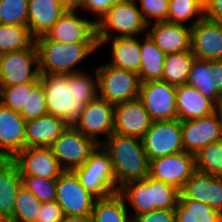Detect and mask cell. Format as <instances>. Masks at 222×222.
Instances as JSON below:
<instances>
[{"mask_svg": "<svg viewBox=\"0 0 222 222\" xmlns=\"http://www.w3.org/2000/svg\"><path fill=\"white\" fill-rule=\"evenodd\" d=\"M84 72L40 75L47 114L73 125L83 108L98 96V78Z\"/></svg>", "mask_w": 222, "mask_h": 222, "instance_id": "6da1fadb", "label": "cell"}, {"mask_svg": "<svg viewBox=\"0 0 222 222\" xmlns=\"http://www.w3.org/2000/svg\"><path fill=\"white\" fill-rule=\"evenodd\" d=\"M100 145L109 154L118 190L149 175V160L141 138L112 133Z\"/></svg>", "mask_w": 222, "mask_h": 222, "instance_id": "7a4b0ae2", "label": "cell"}, {"mask_svg": "<svg viewBox=\"0 0 222 222\" xmlns=\"http://www.w3.org/2000/svg\"><path fill=\"white\" fill-rule=\"evenodd\" d=\"M38 69L44 74H72L82 72L74 67L98 49V43H61L45 35L37 37Z\"/></svg>", "mask_w": 222, "mask_h": 222, "instance_id": "3957f363", "label": "cell"}, {"mask_svg": "<svg viewBox=\"0 0 222 222\" xmlns=\"http://www.w3.org/2000/svg\"><path fill=\"white\" fill-rule=\"evenodd\" d=\"M136 0H119L96 22L98 47L111 39L110 30L119 32L114 37H136L150 29Z\"/></svg>", "mask_w": 222, "mask_h": 222, "instance_id": "277c9868", "label": "cell"}, {"mask_svg": "<svg viewBox=\"0 0 222 222\" xmlns=\"http://www.w3.org/2000/svg\"><path fill=\"white\" fill-rule=\"evenodd\" d=\"M81 185L96 198L118 192L109 154L98 145L89 159L73 170Z\"/></svg>", "mask_w": 222, "mask_h": 222, "instance_id": "5b68a950", "label": "cell"}, {"mask_svg": "<svg viewBox=\"0 0 222 222\" xmlns=\"http://www.w3.org/2000/svg\"><path fill=\"white\" fill-rule=\"evenodd\" d=\"M98 96L115 105L138 98L141 81L137 73L105 64L95 71Z\"/></svg>", "mask_w": 222, "mask_h": 222, "instance_id": "8992f818", "label": "cell"}, {"mask_svg": "<svg viewBox=\"0 0 222 222\" xmlns=\"http://www.w3.org/2000/svg\"><path fill=\"white\" fill-rule=\"evenodd\" d=\"M99 144L83 135L73 125L49 146L64 171H73L82 166Z\"/></svg>", "mask_w": 222, "mask_h": 222, "instance_id": "52a82bcc", "label": "cell"}, {"mask_svg": "<svg viewBox=\"0 0 222 222\" xmlns=\"http://www.w3.org/2000/svg\"><path fill=\"white\" fill-rule=\"evenodd\" d=\"M32 65L35 66L33 70ZM38 50L34 43L28 49L11 51L0 55V87L38 82Z\"/></svg>", "mask_w": 222, "mask_h": 222, "instance_id": "ba28073f", "label": "cell"}, {"mask_svg": "<svg viewBox=\"0 0 222 222\" xmlns=\"http://www.w3.org/2000/svg\"><path fill=\"white\" fill-rule=\"evenodd\" d=\"M141 139L149 161L184 151L179 119L153 121Z\"/></svg>", "mask_w": 222, "mask_h": 222, "instance_id": "9c48e42d", "label": "cell"}, {"mask_svg": "<svg viewBox=\"0 0 222 222\" xmlns=\"http://www.w3.org/2000/svg\"><path fill=\"white\" fill-rule=\"evenodd\" d=\"M55 200L61 206L64 215L89 218L96 197L81 185L73 171H64L57 178Z\"/></svg>", "mask_w": 222, "mask_h": 222, "instance_id": "30bf717a", "label": "cell"}, {"mask_svg": "<svg viewBox=\"0 0 222 222\" xmlns=\"http://www.w3.org/2000/svg\"><path fill=\"white\" fill-rule=\"evenodd\" d=\"M138 98L152 121L178 119L176 86L162 80L142 82Z\"/></svg>", "mask_w": 222, "mask_h": 222, "instance_id": "8fae6325", "label": "cell"}, {"mask_svg": "<svg viewBox=\"0 0 222 222\" xmlns=\"http://www.w3.org/2000/svg\"><path fill=\"white\" fill-rule=\"evenodd\" d=\"M196 172L195 155L182 151L149 161V176L181 190Z\"/></svg>", "mask_w": 222, "mask_h": 222, "instance_id": "7c38bea8", "label": "cell"}, {"mask_svg": "<svg viewBox=\"0 0 222 222\" xmlns=\"http://www.w3.org/2000/svg\"><path fill=\"white\" fill-rule=\"evenodd\" d=\"M114 116V105L97 96L83 108L73 126L100 145L104 140L97 139L98 134L108 138L114 133Z\"/></svg>", "mask_w": 222, "mask_h": 222, "instance_id": "4fadbf2b", "label": "cell"}, {"mask_svg": "<svg viewBox=\"0 0 222 222\" xmlns=\"http://www.w3.org/2000/svg\"><path fill=\"white\" fill-rule=\"evenodd\" d=\"M181 122L184 151L196 155L203 147L222 139V129L216 112Z\"/></svg>", "mask_w": 222, "mask_h": 222, "instance_id": "5bb4252c", "label": "cell"}, {"mask_svg": "<svg viewBox=\"0 0 222 222\" xmlns=\"http://www.w3.org/2000/svg\"><path fill=\"white\" fill-rule=\"evenodd\" d=\"M12 160L20 176L58 178L64 172L50 147H25Z\"/></svg>", "mask_w": 222, "mask_h": 222, "instance_id": "9a60e30c", "label": "cell"}, {"mask_svg": "<svg viewBox=\"0 0 222 222\" xmlns=\"http://www.w3.org/2000/svg\"><path fill=\"white\" fill-rule=\"evenodd\" d=\"M75 13V10H66L45 36L61 43H98L96 21L83 19Z\"/></svg>", "mask_w": 222, "mask_h": 222, "instance_id": "2e32d148", "label": "cell"}, {"mask_svg": "<svg viewBox=\"0 0 222 222\" xmlns=\"http://www.w3.org/2000/svg\"><path fill=\"white\" fill-rule=\"evenodd\" d=\"M187 84L217 105L222 100V60L195 58Z\"/></svg>", "mask_w": 222, "mask_h": 222, "instance_id": "e0dca14e", "label": "cell"}, {"mask_svg": "<svg viewBox=\"0 0 222 222\" xmlns=\"http://www.w3.org/2000/svg\"><path fill=\"white\" fill-rule=\"evenodd\" d=\"M114 133L142 138L152 124L139 98L114 105Z\"/></svg>", "mask_w": 222, "mask_h": 222, "instance_id": "ac0fdd59", "label": "cell"}, {"mask_svg": "<svg viewBox=\"0 0 222 222\" xmlns=\"http://www.w3.org/2000/svg\"><path fill=\"white\" fill-rule=\"evenodd\" d=\"M191 52L195 58L222 60V24L204 17L192 26Z\"/></svg>", "mask_w": 222, "mask_h": 222, "instance_id": "d6986e66", "label": "cell"}, {"mask_svg": "<svg viewBox=\"0 0 222 222\" xmlns=\"http://www.w3.org/2000/svg\"><path fill=\"white\" fill-rule=\"evenodd\" d=\"M26 120L0 102V158L12 159L25 148Z\"/></svg>", "mask_w": 222, "mask_h": 222, "instance_id": "ffe728a7", "label": "cell"}, {"mask_svg": "<svg viewBox=\"0 0 222 222\" xmlns=\"http://www.w3.org/2000/svg\"><path fill=\"white\" fill-rule=\"evenodd\" d=\"M149 26L151 29L146 34L165 55L191 50L190 26L167 21L150 23Z\"/></svg>", "mask_w": 222, "mask_h": 222, "instance_id": "44dd1931", "label": "cell"}, {"mask_svg": "<svg viewBox=\"0 0 222 222\" xmlns=\"http://www.w3.org/2000/svg\"><path fill=\"white\" fill-rule=\"evenodd\" d=\"M179 198L205 203L222 214V178L196 171L180 190Z\"/></svg>", "mask_w": 222, "mask_h": 222, "instance_id": "7402d4cb", "label": "cell"}, {"mask_svg": "<svg viewBox=\"0 0 222 222\" xmlns=\"http://www.w3.org/2000/svg\"><path fill=\"white\" fill-rule=\"evenodd\" d=\"M68 126L65 120L50 114L27 120L25 147H49Z\"/></svg>", "mask_w": 222, "mask_h": 222, "instance_id": "603a6c76", "label": "cell"}, {"mask_svg": "<svg viewBox=\"0 0 222 222\" xmlns=\"http://www.w3.org/2000/svg\"><path fill=\"white\" fill-rule=\"evenodd\" d=\"M215 104L189 84L176 86V110L180 121L201 118L215 112Z\"/></svg>", "mask_w": 222, "mask_h": 222, "instance_id": "cb8c5ba5", "label": "cell"}, {"mask_svg": "<svg viewBox=\"0 0 222 222\" xmlns=\"http://www.w3.org/2000/svg\"><path fill=\"white\" fill-rule=\"evenodd\" d=\"M58 0H29L27 26L32 36H44L65 12Z\"/></svg>", "mask_w": 222, "mask_h": 222, "instance_id": "d4e9b609", "label": "cell"}, {"mask_svg": "<svg viewBox=\"0 0 222 222\" xmlns=\"http://www.w3.org/2000/svg\"><path fill=\"white\" fill-rule=\"evenodd\" d=\"M22 186V178L12 159L0 158V213L9 220L13 217L15 200Z\"/></svg>", "mask_w": 222, "mask_h": 222, "instance_id": "484cf974", "label": "cell"}, {"mask_svg": "<svg viewBox=\"0 0 222 222\" xmlns=\"http://www.w3.org/2000/svg\"><path fill=\"white\" fill-rule=\"evenodd\" d=\"M111 45L113 60L107 64L138 74L141 64L140 41L136 37H114Z\"/></svg>", "mask_w": 222, "mask_h": 222, "instance_id": "4316f807", "label": "cell"}, {"mask_svg": "<svg viewBox=\"0 0 222 222\" xmlns=\"http://www.w3.org/2000/svg\"><path fill=\"white\" fill-rule=\"evenodd\" d=\"M126 202L119 192L104 198H96L90 222H132Z\"/></svg>", "mask_w": 222, "mask_h": 222, "instance_id": "83f0119b", "label": "cell"}, {"mask_svg": "<svg viewBox=\"0 0 222 222\" xmlns=\"http://www.w3.org/2000/svg\"><path fill=\"white\" fill-rule=\"evenodd\" d=\"M141 64L138 76L141 83L162 79L164 60L166 55L146 34L143 44L140 43Z\"/></svg>", "mask_w": 222, "mask_h": 222, "instance_id": "f1b7e54d", "label": "cell"}, {"mask_svg": "<svg viewBox=\"0 0 222 222\" xmlns=\"http://www.w3.org/2000/svg\"><path fill=\"white\" fill-rule=\"evenodd\" d=\"M125 202L135 210V215H140L154 210L153 187H149V175L142 180L125 184L118 191Z\"/></svg>", "mask_w": 222, "mask_h": 222, "instance_id": "f546056e", "label": "cell"}, {"mask_svg": "<svg viewBox=\"0 0 222 222\" xmlns=\"http://www.w3.org/2000/svg\"><path fill=\"white\" fill-rule=\"evenodd\" d=\"M176 222H222V214L209 205L193 199L179 198L175 208Z\"/></svg>", "mask_w": 222, "mask_h": 222, "instance_id": "4dcf8cb0", "label": "cell"}, {"mask_svg": "<svg viewBox=\"0 0 222 222\" xmlns=\"http://www.w3.org/2000/svg\"><path fill=\"white\" fill-rule=\"evenodd\" d=\"M194 59L191 50L166 55L161 80L174 86L186 84Z\"/></svg>", "mask_w": 222, "mask_h": 222, "instance_id": "1f68e13d", "label": "cell"}, {"mask_svg": "<svg viewBox=\"0 0 222 222\" xmlns=\"http://www.w3.org/2000/svg\"><path fill=\"white\" fill-rule=\"evenodd\" d=\"M35 43L28 26L0 24V55L28 49Z\"/></svg>", "mask_w": 222, "mask_h": 222, "instance_id": "d6a6232c", "label": "cell"}, {"mask_svg": "<svg viewBox=\"0 0 222 222\" xmlns=\"http://www.w3.org/2000/svg\"><path fill=\"white\" fill-rule=\"evenodd\" d=\"M196 171L222 178V139L203 147L195 155Z\"/></svg>", "mask_w": 222, "mask_h": 222, "instance_id": "836d02e7", "label": "cell"}, {"mask_svg": "<svg viewBox=\"0 0 222 222\" xmlns=\"http://www.w3.org/2000/svg\"><path fill=\"white\" fill-rule=\"evenodd\" d=\"M42 202L23 186L16 195L13 217L9 222H36Z\"/></svg>", "mask_w": 222, "mask_h": 222, "instance_id": "e575fe53", "label": "cell"}, {"mask_svg": "<svg viewBox=\"0 0 222 222\" xmlns=\"http://www.w3.org/2000/svg\"><path fill=\"white\" fill-rule=\"evenodd\" d=\"M194 16L196 18L190 23V27L204 18V6L198 0H169L167 22L184 24L183 22Z\"/></svg>", "mask_w": 222, "mask_h": 222, "instance_id": "d590c367", "label": "cell"}, {"mask_svg": "<svg viewBox=\"0 0 222 222\" xmlns=\"http://www.w3.org/2000/svg\"><path fill=\"white\" fill-rule=\"evenodd\" d=\"M29 0H0V24L27 26Z\"/></svg>", "mask_w": 222, "mask_h": 222, "instance_id": "8d00e7d4", "label": "cell"}, {"mask_svg": "<svg viewBox=\"0 0 222 222\" xmlns=\"http://www.w3.org/2000/svg\"><path fill=\"white\" fill-rule=\"evenodd\" d=\"M149 187H153L154 209H175L177 207L180 190L173 185L149 176Z\"/></svg>", "mask_w": 222, "mask_h": 222, "instance_id": "74e56055", "label": "cell"}, {"mask_svg": "<svg viewBox=\"0 0 222 222\" xmlns=\"http://www.w3.org/2000/svg\"><path fill=\"white\" fill-rule=\"evenodd\" d=\"M22 186L31 191L42 203L56 199L57 178H41L36 176H21Z\"/></svg>", "mask_w": 222, "mask_h": 222, "instance_id": "f35d334b", "label": "cell"}, {"mask_svg": "<svg viewBox=\"0 0 222 222\" xmlns=\"http://www.w3.org/2000/svg\"><path fill=\"white\" fill-rule=\"evenodd\" d=\"M36 83L25 82L20 85L0 87V102L18 113L26 110L27 89H32Z\"/></svg>", "mask_w": 222, "mask_h": 222, "instance_id": "ab89813d", "label": "cell"}, {"mask_svg": "<svg viewBox=\"0 0 222 222\" xmlns=\"http://www.w3.org/2000/svg\"><path fill=\"white\" fill-rule=\"evenodd\" d=\"M47 114L46 100L42 82L39 80L32 89H27L26 110L20 115L27 121Z\"/></svg>", "mask_w": 222, "mask_h": 222, "instance_id": "60d3db41", "label": "cell"}, {"mask_svg": "<svg viewBox=\"0 0 222 222\" xmlns=\"http://www.w3.org/2000/svg\"><path fill=\"white\" fill-rule=\"evenodd\" d=\"M140 3L139 10L147 24H150V18H154V22L167 21L169 12V0H136ZM148 16V17H147Z\"/></svg>", "mask_w": 222, "mask_h": 222, "instance_id": "b9f144b4", "label": "cell"}, {"mask_svg": "<svg viewBox=\"0 0 222 222\" xmlns=\"http://www.w3.org/2000/svg\"><path fill=\"white\" fill-rule=\"evenodd\" d=\"M132 222H176L175 209H154L137 216H131Z\"/></svg>", "mask_w": 222, "mask_h": 222, "instance_id": "7bdbcfd3", "label": "cell"}, {"mask_svg": "<svg viewBox=\"0 0 222 222\" xmlns=\"http://www.w3.org/2000/svg\"><path fill=\"white\" fill-rule=\"evenodd\" d=\"M63 215V210L56 200L44 202L41 205L36 222H59Z\"/></svg>", "mask_w": 222, "mask_h": 222, "instance_id": "ee69618b", "label": "cell"}, {"mask_svg": "<svg viewBox=\"0 0 222 222\" xmlns=\"http://www.w3.org/2000/svg\"><path fill=\"white\" fill-rule=\"evenodd\" d=\"M119 0H81V8H85L97 15V21Z\"/></svg>", "mask_w": 222, "mask_h": 222, "instance_id": "f6af8a7d", "label": "cell"}, {"mask_svg": "<svg viewBox=\"0 0 222 222\" xmlns=\"http://www.w3.org/2000/svg\"><path fill=\"white\" fill-rule=\"evenodd\" d=\"M204 17L222 24V0H209L204 6Z\"/></svg>", "mask_w": 222, "mask_h": 222, "instance_id": "bcb514c9", "label": "cell"}, {"mask_svg": "<svg viewBox=\"0 0 222 222\" xmlns=\"http://www.w3.org/2000/svg\"><path fill=\"white\" fill-rule=\"evenodd\" d=\"M65 10H75L80 8L81 0H58Z\"/></svg>", "mask_w": 222, "mask_h": 222, "instance_id": "7dc6e473", "label": "cell"}, {"mask_svg": "<svg viewBox=\"0 0 222 222\" xmlns=\"http://www.w3.org/2000/svg\"><path fill=\"white\" fill-rule=\"evenodd\" d=\"M59 222H90L89 218L63 215Z\"/></svg>", "mask_w": 222, "mask_h": 222, "instance_id": "c3c4849f", "label": "cell"}, {"mask_svg": "<svg viewBox=\"0 0 222 222\" xmlns=\"http://www.w3.org/2000/svg\"><path fill=\"white\" fill-rule=\"evenodd\" d=\"M215 107H217V108H215V112L219 118V122H220L221 129H222V100H220L218 102V104L215 105Z\"/></svg>", "mask_w": 222, "mask_h": 222, "instance_id": "681fc988", "label": "cell"}, {"mask_svg": "<svg viewBox=\"0 0 222 222\" xmlns=\"http://www.w3.org/2000/svg\"><path fill=\"white\" fill-rule=\"evenodd\" d=\"M0 222H9V219L0 213Z\"/></svg>", "mask_w": 222, "mask_h": 222, "instance_id": "f907efd6", "label": "cell"}, {"mask_svg": "<svg viewBox=\"0 0 222 222\" xmlns=\"http://www.w3.org/2000/svg\"><path fill=\"white\" fill-rule=\"evenodd\" d=\"M203 6L206 5V3L209 1V0H198Z\"/></svg>", "mask_w": 222, "mask_h": 222, "instance_id": "816d5d0a", "label": "cell"}]
</instances>
